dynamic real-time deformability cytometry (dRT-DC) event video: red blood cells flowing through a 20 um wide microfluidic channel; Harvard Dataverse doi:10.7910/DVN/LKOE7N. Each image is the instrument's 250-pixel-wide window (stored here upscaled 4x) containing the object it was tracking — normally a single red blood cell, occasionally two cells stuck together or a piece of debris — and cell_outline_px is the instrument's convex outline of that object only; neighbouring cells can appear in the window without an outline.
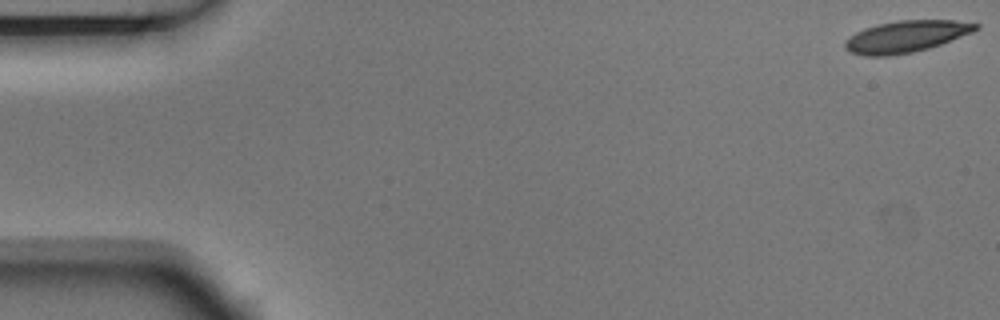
{"species": "Egyptian fruit bat (a non-hibernating species)", "species_latin": "Rousettus aegyptiacus", "temperature_condition": "room temperature", "stored_images_in_passage": 5, "camera_frame_rate_fps": 3000, "um_per_image_px": 0.085, "animal": {"sex": "male"}, "frame": {"image": 1, "passage_image": 1, "time_ms": 0.0, "image_size_px": [1000, 320], "cell_outline_px": [[980, 28], [972, 32], [940, 44], [928, 48], [912, 52], [888, 56], [864, 56], [848, 52], [844, 48], [844, 40], [856, 32], [864, 28], [880, 24], [900, 20], [952, 20], [980, 24]], "centroid_in_image_um": [76.97, 3.11], "position_along_channel_um": 8.0, "area_um2": 24.04}}
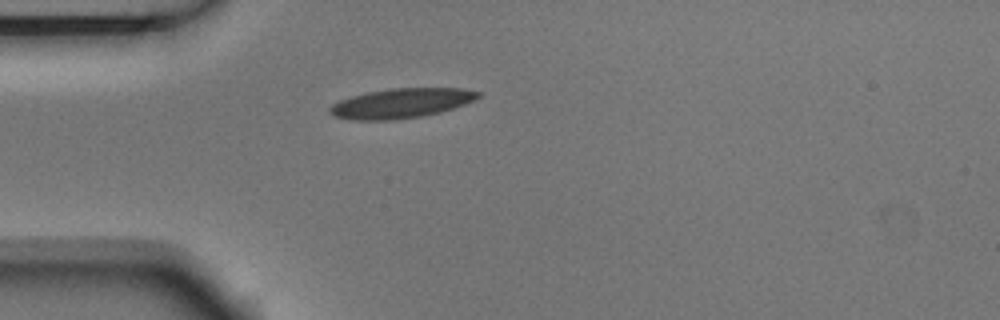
{"frame": {"image": 2, "passage_image": 5, "time_ms": 1.333, "image_size_px": [1000, 320], "cell_outline_px": [[480, 96], [464, 104], [440, 112], [420, 116], [392, 120], [352, 120], [332, 116], [328, 112], [328, 108], [332, 104], [340, 100], [352, 96], [368, 92], [392, 88], [460, 88], [480, 92]], "centroid_in_image_um": [34.04, 8.78], "position_along_channel_um": 51.0, "area_um2": 25.49}}